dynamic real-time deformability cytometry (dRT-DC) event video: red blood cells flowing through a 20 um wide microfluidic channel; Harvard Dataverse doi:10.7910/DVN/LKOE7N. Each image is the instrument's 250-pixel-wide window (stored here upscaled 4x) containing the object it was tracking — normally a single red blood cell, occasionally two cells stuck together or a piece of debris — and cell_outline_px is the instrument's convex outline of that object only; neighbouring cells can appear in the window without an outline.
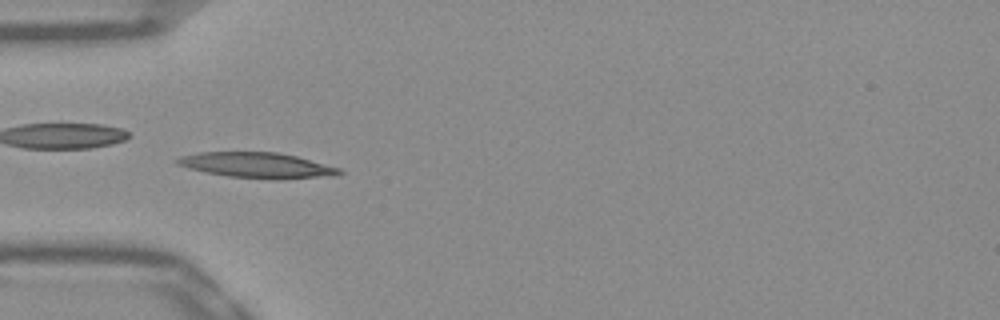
{"species": "Egyptian fruit bat (a non-hibernating species)", "species_latin": "Rousettus aegyptiacus", "temperature_condition": "warm", "stored_images_in_passage": 52, "camera_frame_rate_fps": 3000, "um_per_image_px": 0.085, "frame": {"image": 1, "passage_image": 16, "time_ms": 5.0, "image_size_px": [1000, 320], "cell_outline_px": [[344, 172], [336, 176], [228, 176], [204, 172], [188, 168], [176, 164], [172, 160], [180, 156], [200, 152], [276, 152], [296, 156], [340, 168]], "centroid_in_image_um": [21.71, 13.98], "position_along_channel_um": 63.3, "area_um2": 22.77}}
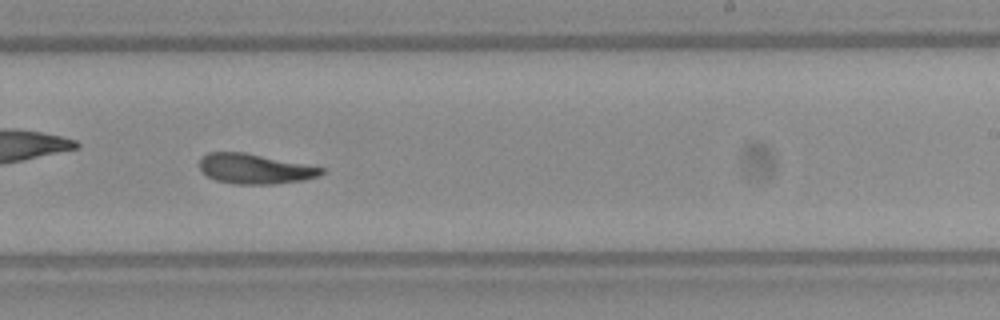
{"frame": {"image": 2, "passage_image": 32, "time_ms": 10.333, "image_size_px": [1000, 320], "cell_outline_px": [[324, 172], [320, 176], [304, 180], [276, 184], [236, 184], [216, 180], [200, 172], [200, 156], [208, 152], [244, 152], [324, 168]], "centroid_in_image_um": [21.63, 14.35], "position_along_channel_um": 267.4, "area_um2": 21.33}}
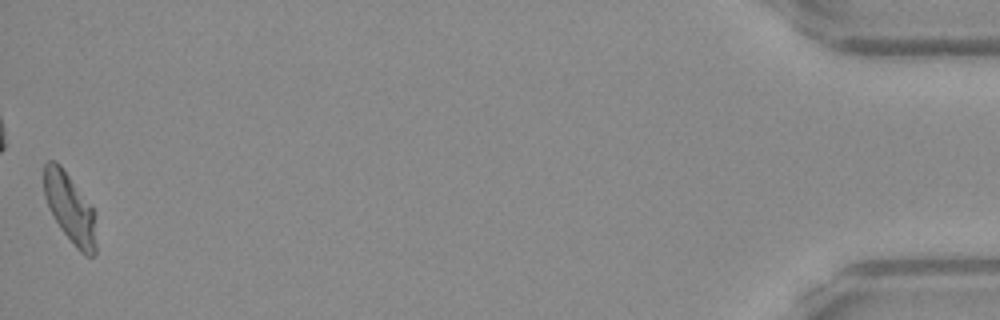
{"frame": {"image": 3, "passage_image": 52, "time_ms": 17.0, "image_size_px": [1000, 320], "cell_outline_px": [[96, 252], [92, 256], [84, 256], [76, 248], [60, 228], [48, 208], [44, 196], [44, 164], [48, 160], [52, 160], [60, 164], [92, 208], [96, 244]], "centroid_in_image_um": [5.91, 17.71], "position_along_channel_um": 429.3, "area_um2": 20.75}, "authors_computed_cell_mechanics": {"area_um2": 21.6172, "velocity_mm_per_s": 3.8475, "shape_relaxation_time_tau1_ms": 6.2665, "shape_relaxation_time_tau2_ms": 3.8317, "deformation_change_tau1": 0.2003, "deformation_change_tau2": 0.1153}}